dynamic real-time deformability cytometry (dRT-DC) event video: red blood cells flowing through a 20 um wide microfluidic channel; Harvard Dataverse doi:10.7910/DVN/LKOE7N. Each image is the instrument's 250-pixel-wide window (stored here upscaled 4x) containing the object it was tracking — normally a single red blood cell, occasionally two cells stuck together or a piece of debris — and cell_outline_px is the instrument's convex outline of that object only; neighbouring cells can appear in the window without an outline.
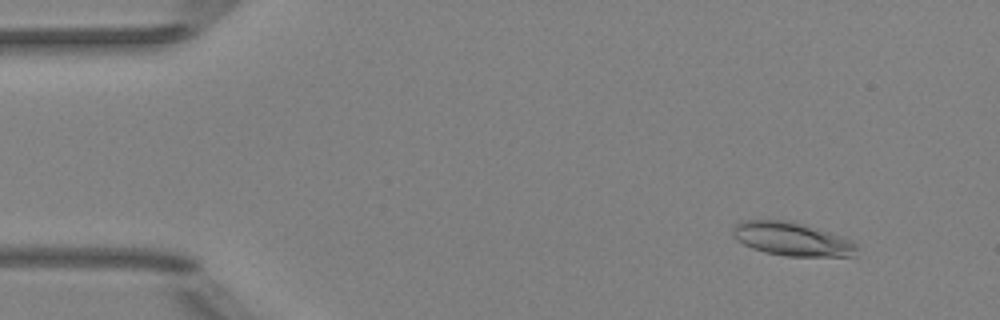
{"species": "Egyptian fruit bat (a non-hibernating species)", "species_latin": "Rousettus aegyptiacus", "temperature_condition": "room temperature", "stored_images_in_passage": 6, "camera_frame_rate_fps": 3000, "um_per_image_px": 0.085, "animal": {"sex": "female"}, "frame": {"image": 1, "passage_image": 2, "time_ms": 1.0, "image_size_px": [1000, 320], "cell_outline_px": [[856, 256], [788, 256], [764, 252], [752, 248], [736, 240], [732, 232], [732, 228], [740, 220], [792, 220], [852, 240], [856, 244]], "centroid_in_image_um": [67.29, 20.31], "position_along_channel_um": 17.7, "area_um2": 24.22}}
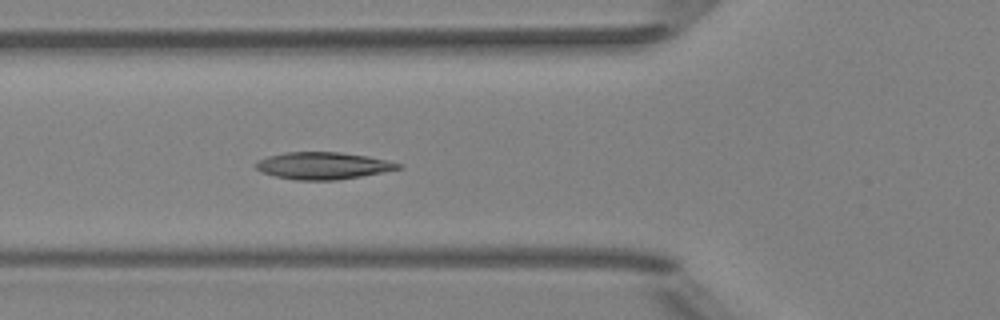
{"frame": {"image": 2, "passage_image": 6, "time_ms": 5.667, "image_size_px": [1000, 320], "cell_outline_px": [[400, 168], [360, 176], [336, 180], [296, 180], [276, 176], [260, 172], [252, 164], [268, 156], [284, 152], [340, 152], [368, 156], [388, 160], [400, 164]], "centroid_in_image_um": [27.39, 14.08], "position_along_channel_um": 98.4, "area_um2": 22.31}}